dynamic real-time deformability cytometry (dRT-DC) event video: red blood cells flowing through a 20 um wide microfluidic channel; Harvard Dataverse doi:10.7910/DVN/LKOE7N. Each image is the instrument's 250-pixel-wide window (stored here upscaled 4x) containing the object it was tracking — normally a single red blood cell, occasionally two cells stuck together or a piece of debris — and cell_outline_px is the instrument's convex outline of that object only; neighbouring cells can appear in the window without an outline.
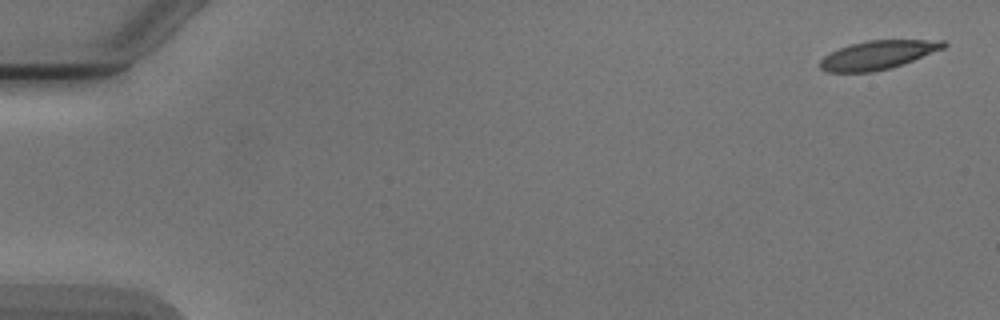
{"species": "Egyptian fruit bat (a non-hibernating species)", "species_latin": "Rousettus aegyptiacus", "temperature_condition": "cold", "stored_images_in_passage": 4, "camera_frame_rate_fps": 3000, "um_per_image_px": 0.085, "animal": {"sex": "male"}, "frame": {"image": 1, "passage_image": 1, "time_ms": 0.0, "image_size_px": [1000, 320], "cell_outline_px": [[948, 44], [944, 48], [912, 60], [888, 68], [872, 72], [828, 72], [820, 68], [820, 60], [824, 56], [840, 48], [852, 44], [868, 40], [944, 40]], "centroid_in_image_um": [74.61, 4.66], "position_along_channel_um": 10.4, "area_um2": 20.23}}